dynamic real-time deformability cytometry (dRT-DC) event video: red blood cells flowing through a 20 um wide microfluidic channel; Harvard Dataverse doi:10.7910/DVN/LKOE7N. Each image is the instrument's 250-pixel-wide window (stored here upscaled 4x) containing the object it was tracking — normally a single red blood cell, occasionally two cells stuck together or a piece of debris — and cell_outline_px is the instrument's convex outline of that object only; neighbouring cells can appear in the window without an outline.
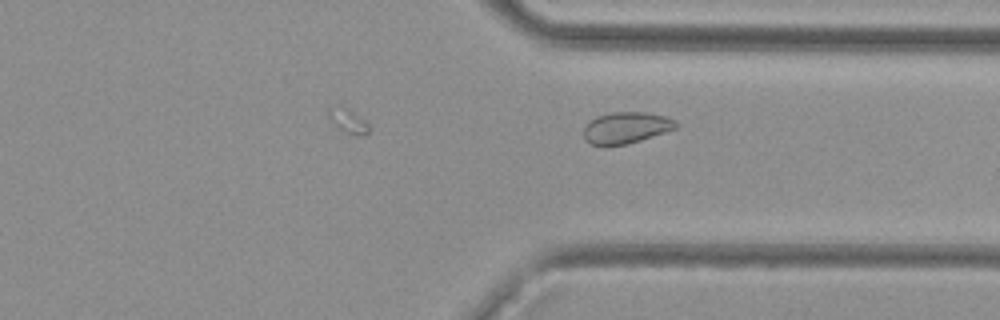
{"species": "common noctule bat (a hibernating species)", "species_latin": "Nyctalus noctula", "temperature_condition": "cold", "stored_images_in_passage": 30, "camera_frame_rate_fps": 3000, "um_per_image_px": 0.085, "animal": {"sex": "female", "body_mass_g": 29.2, "forearm_length_mm": 56.3}, "frame": {"image": 1, "passage_image": 30, "time_ms": 9.667, "image_size_px": [1000, 320], "cell_outline_px": [[680, 124], [676, 128], [628, 144], [592, 144], [584, 140], [584, 128], [596, 116], [612, 112], [644, 112], [664, 116], [676, 120]], "centroid_in_image_um": [53.25, 10.84], "position_along_channel_um": 358.2, "area_um2": 16.59}}